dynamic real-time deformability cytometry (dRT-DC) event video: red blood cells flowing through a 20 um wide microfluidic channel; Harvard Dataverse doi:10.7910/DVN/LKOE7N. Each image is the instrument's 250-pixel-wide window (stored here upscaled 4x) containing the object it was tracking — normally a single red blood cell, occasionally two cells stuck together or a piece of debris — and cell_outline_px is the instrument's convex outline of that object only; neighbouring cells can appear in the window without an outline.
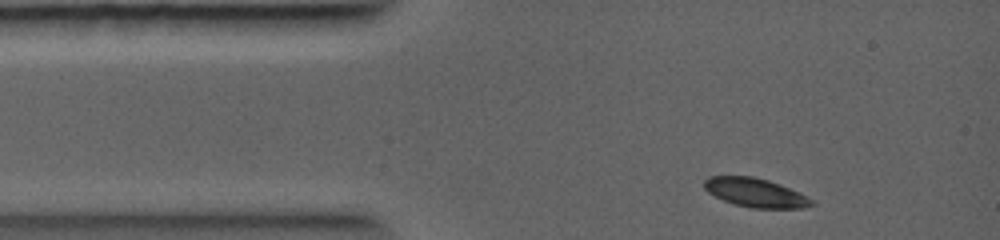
{"species": "common noctule bat (a hibernating species)", "species_latin": "Nyctalus noctula", "temperature_condition": "warm", "stored_images_in_passage": 2, "camera_frame_rate_fps": 5000, "um_per_image_px": 0.085, "animal": {"sex": "female", "body_mass_g": 19.0, "forearm_length_mm": 56.7}, "frame": {"image": 1, "passage_image": 1, "time_ms": 0.0, "image_size_px": [1000, 240], "cell_outline_px": [[816, 204], [804, 208], [752, 208], [736, 204], [724, 200], [708, 192], [704, 188], [704, 180], [708, 176], [752, 176], [768, 180], [780, 184], [812, 200]], "centroid_in_image_um": [64.18, 16.37], "position_along_channel_um": 20.8, "area_um2": 17.8}}